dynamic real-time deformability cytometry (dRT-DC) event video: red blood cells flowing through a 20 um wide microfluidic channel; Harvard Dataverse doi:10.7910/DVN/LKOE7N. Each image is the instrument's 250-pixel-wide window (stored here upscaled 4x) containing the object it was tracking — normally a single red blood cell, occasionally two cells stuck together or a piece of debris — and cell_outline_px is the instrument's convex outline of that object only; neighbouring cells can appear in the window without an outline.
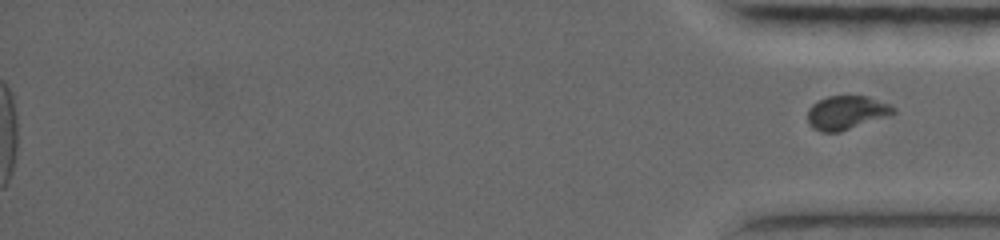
{"species": "common noctule bat (a hibernating species)", "species_latin": "Nyctalus noctula", "temperature_condition": "warm", "stored_images_in_passage": 64, "segment_of_instrument_passage": [2, 2], "camera_frame_rate_fps": 5000, "um_per_image_px": 0.085, "animal": {"sex": "female", "body_mass_g": 19.0, "forearm_length_mm": 56.7}, "frame": {"image": 1, "passage_image": 64, "time_ms": 17.4, "image_size_px": [1000, 240], "cell_outline_px": [[896, 112], [840, 132], [820, 132], [812, 128], [808, 120], [808, 108], [812, 104], [828, 96], [868, 96], [888, 104], [896, 108]], "centroid_in_image_um": [71.91, 9.57], "position_along_channel_um": 363.3, "area_um2": 16.59}}